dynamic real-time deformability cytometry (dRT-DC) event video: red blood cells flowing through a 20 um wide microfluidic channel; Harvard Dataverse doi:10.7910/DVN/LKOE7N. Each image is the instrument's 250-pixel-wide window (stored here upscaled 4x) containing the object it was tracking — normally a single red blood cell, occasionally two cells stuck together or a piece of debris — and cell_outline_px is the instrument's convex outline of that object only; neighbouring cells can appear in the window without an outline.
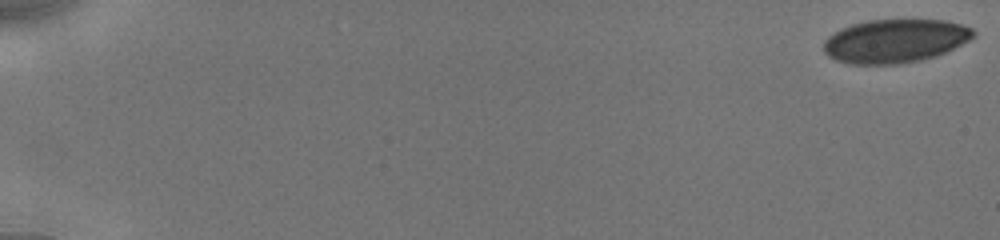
{"species": "human", "species_latin": "Homo sapiens", "temperature_condition": "cold", "stored_images_in_passage": 75, "camera_frame_rate_fps": 3000, "um_per_image_px": 0.085, "donor": {"sex": "male"}, "frame": {"image": 1, "passage_image": 1, "time_ms": 0.0, "image_size_px": [1000, 240], "cell_outline_px": [[976, 36], [936, 56], [920, 60], [896, 64], [848, 64], [836, 60], [828, 56], [824, 52], [824, 40], [828, 36], [840, 28], [852, 24], [868, 20], [944, 20], [960, 24], [972, 28], [976, 32]], "centroid_in_image_um": [76.05, 3.48], "position_along_channel_um": 9.0, "area_um2": 37.92}}
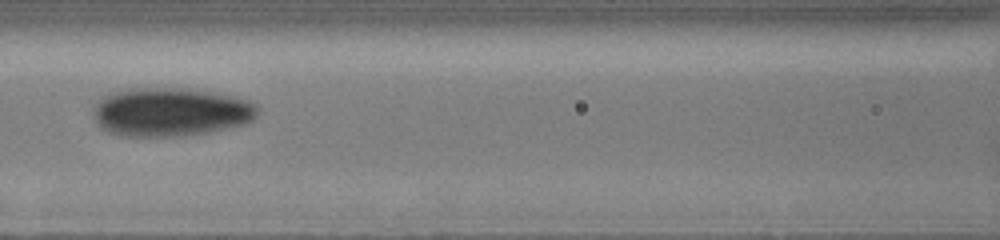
{"frame": {"image": 2, "passage_image": 38, "time_ms": 8.667, "image_size_px": [1000, 240], "cell_outline_px": [[260, 108], [256, 116], [252, 120], [244, 124], [228, 128], [180, 136], [128, 136], [112, 132], [104, 128], [96, 120], [96, 100], [100, 96], [108, 92], [124, 88], [188, 88], [232, 96], [248, 100], [256, 104]], "centroid_in_image_um": [14.52, 9.49], "position_along_channel_um": 152.1, "area_um2": 46.41}}
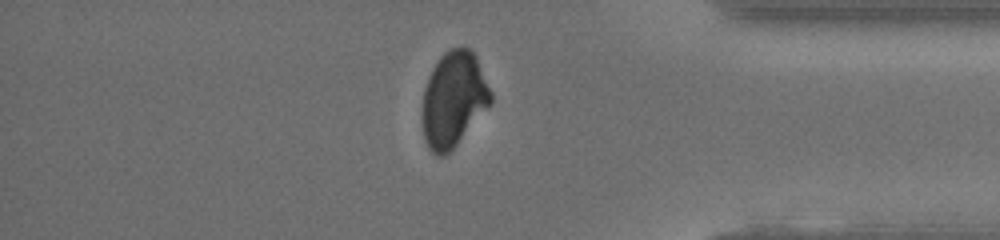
{"frame": {"image": 3, "passage_image": 64, "time_ms": 15.333, "image_size_px": [1000, 240], "cell_outline_px": [[492, 104], [456, 144], [444, 156], [436, 156], [428, 148], [424, 140], [420, 116], [420, 112], [424, 88], [428, 76], [432, 68], [440, 56], [444, 52], [452, 48], [468, 48], [476, 56], [492, 92]], "centroid_in_image_um": [38.52, 8.46], "position_along_channel_um": 396.7, "area_um2": 38.44}}